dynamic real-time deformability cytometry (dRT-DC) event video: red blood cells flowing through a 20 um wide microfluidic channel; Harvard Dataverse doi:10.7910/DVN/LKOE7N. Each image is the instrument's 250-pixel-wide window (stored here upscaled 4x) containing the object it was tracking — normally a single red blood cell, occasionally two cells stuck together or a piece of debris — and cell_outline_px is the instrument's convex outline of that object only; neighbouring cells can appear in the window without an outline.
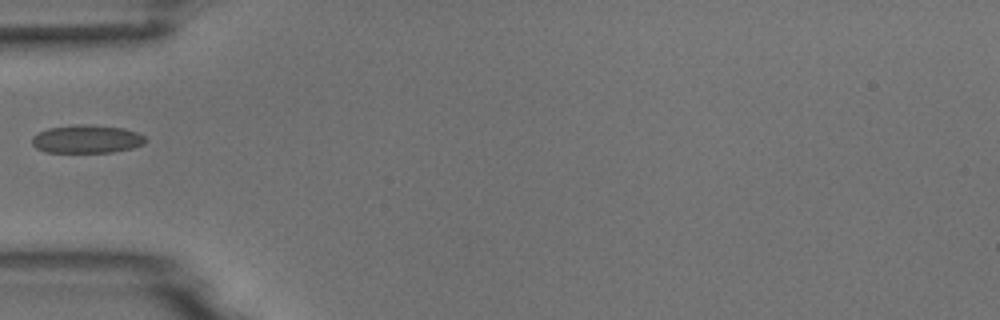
{"species": "common noctule bat (a hibernating species)", "species_latin": "Nyctalus noctula", "temperature_condition": "room temperature", "stored_images_in_passage": 2, "camera_frame_rate_fps": 3000, "um_per_image_px": 0.085, "animal": {"sex": "male", "body_mass_g": 18.8}, "frame": {"image": 1, "passage_image": 1, "time_ms": 0.0, "image_size_px": [1000, 320], "cell_outline_px": [[144, 144], [132, 148], [112, 152], [44, 152], [36, 148], [32, 144], [32, 136], [48, 128], [124, 128], [136, 132], [144, 136]], "centroid_in_image_um": [7.36, 11.89], "position_along_channel_um": 77.6, "area_um2": 17.34}}